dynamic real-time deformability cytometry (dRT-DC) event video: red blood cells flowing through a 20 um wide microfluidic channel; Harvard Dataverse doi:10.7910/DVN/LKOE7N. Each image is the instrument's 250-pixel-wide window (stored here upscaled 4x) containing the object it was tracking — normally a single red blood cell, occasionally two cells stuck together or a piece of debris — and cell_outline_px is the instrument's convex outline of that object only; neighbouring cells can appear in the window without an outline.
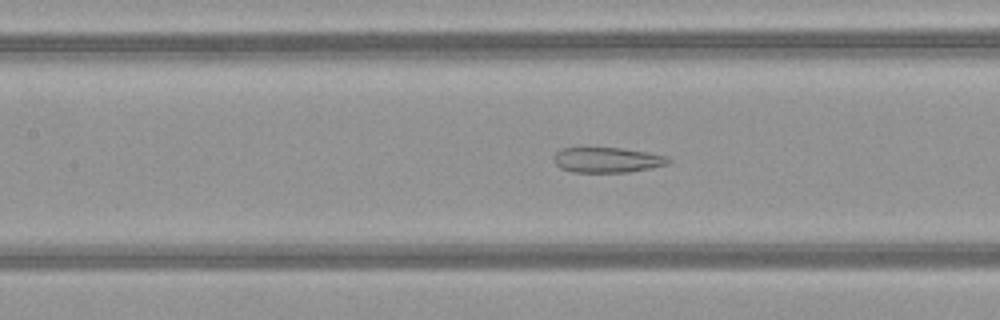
{"species": "common noctule bat (a hibernating species)", "species_latin": "Nyctalus noctula", "temperature_condition": "warm", "stored_images_in_passage": 50, "camera_frame_rate_fps": 3000, "um_per_image_px": 0.085, "animal": {"sex": "female", "body_mass_g": 21.9}, "frame": {"image": 1, "passage_image": 23, "time_ms": 7.333, "image_size_px": [1000, 320], "cell_outline_px": [[672, 160], [668, 164], [652, 168], [628, 172], [572, 172], [560, 168], [556, 164], [552, 156], [560, 148], [620, 148], [648, 152], [668, 156]], "centroid_in_image_um": [51.62, 13.59], "position_along_channel_um": 155.8, "area_um2": 16.99}}
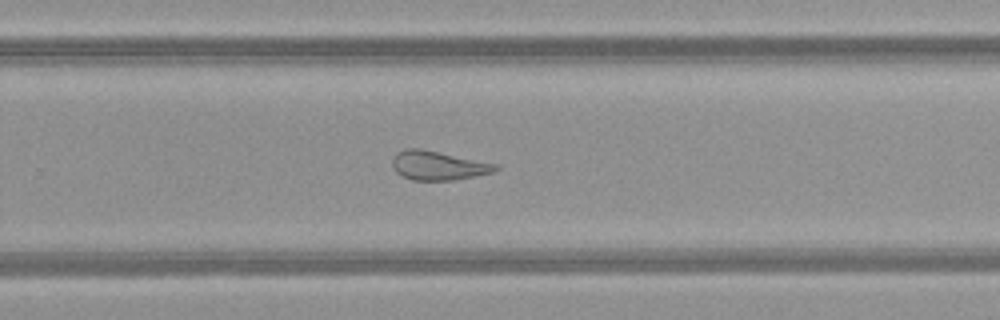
{"frame": {"image": 2, "passage_image": 33, "time_ms": 10.667, "image_size_px": [1000, 320], "cell_outline_px": [[500, 168], [496, 172], [452, 180], [412, 180], [396, 172], [392, 168], [392, 160], [396, 152], [404, 148], [420, 148], [500, 164]], "centroid_in_image_um": [37.27, 14.06], "position_along_channel_um": 292.5, "area_um2": 17.69}}
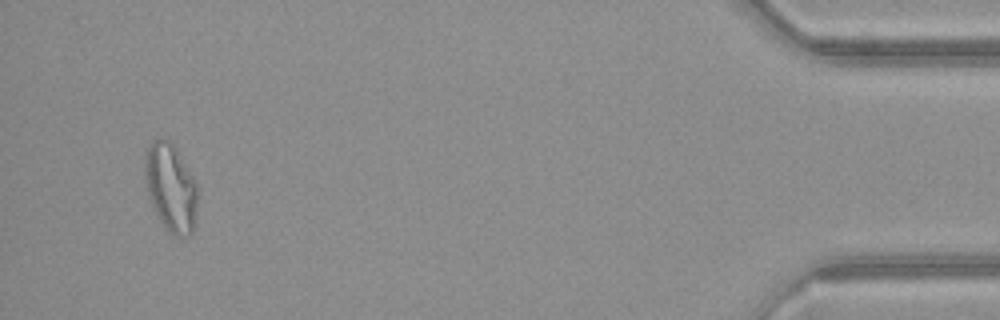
{"frame": {"image": 3, "passage_image": 48, "time_ms": 15.667, "image_size_px": [1000, 320], "cell_outline_px": [[200, 188], [196, 216], [192, 232], [188, 236], [176, 236], [168, 232], [160, 220], [148, 196], [144, 176], [144, 160], [148, 148], [152, 140], [172, 140], [196, 180]], "centroid_in_image_um": [14.55, 15.93], "position_along_channel_um": 420.6, "area_um2": 27.63}, "authors_computed_cell_mechanics": {"area_um2": 23.5246, "velocity_mm_per_s": 4.1205, "shape_relaxation_time_tau1_ms": null, "shape_relaxation_time_tau2_ms": 2.5015, "deformation_change_tau1": null, "deformation_change_tau2": 0.1225}}